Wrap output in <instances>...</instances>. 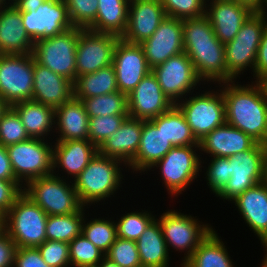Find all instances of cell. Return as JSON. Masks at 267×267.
Listing matches in <instances>:
<instances>
[{"label": "cell", "mask_w": 267, "mask_h": 267, "mask_svg": "<svg viewBox=\"0 0 267 267\" xmlns=\"http://www.w3.org/2000/svg\"><path fill=\"white\" fill-rule=\"evenodd\" d=\"M33 48L34 42L22 24L21 12L13 4L0 7V54H30Z\"/></svg>", "instance_id": "24"}, {"label": "cell", "mask_w": 267, "mask_h": 267, "mask_svg": "<svg viewBox=\"0 0 267 267\" xmlns=\"http://www.w3.org/2000/svg\"><path fill=\"white\" fill-rule=\"evenodd\" d=\"M247 225L267 246V186L256 184L233 200Z\"/></svg>", "instance_id": "26"}, {"label": "cell", "mask_w": 267, "mask_h": 267, "mask_svg": "<svg viewBox=\"0 0 267 267\" xmlns=\"http://www.w3.org/2000/svg\"><path fill=\"white\" fill-rule=\"evenodd\" d=\"M54 124L60 134L56 141L88 140L89 117L81 100L73 97L56 108Z\"/></svg>", "instance_id": "29"}, {"label": "cell", "mask_w": 267, "mask_h": 267, "mask_svg": "<svg viewBox=\"0 0 267 267\" xmlns=\"http://www.w3.org/2000/svg\"><path fill=\"white\" fill-rule=\"evenodd\" d=\"M46 0H13V5L19 11L33 12Z\"/></svg>", "instance_id": "53"}, {"label": "cell", "mask_w": 267, "mask_h": 267, "mask_svg": "<svg viewBox=\"0 0 267 267\" xmlns=\"http://www.w3.org/2000/svg\"><path fill=\"white\" fill-rule=\"evenodd\" d=\"M95 267H120V266L109 260L107 257H104Z\"/></svg>", "instance_id": "56"}, {"label": "cell", "mask_w": 267, "mask_h": 267, "mask_svg": "<svg viewBox=\"0 0 267 267\" xmlns=\"http://www.w3.org/2000/svg\"><path fill=\"white\" fill-rule=\"evenodd\" d=\"M29 139L17 112L9 106L0 117V145L7 147Z\"/></svg>", "instance_id": "42"}, {"label": "cell", "mask_w": 267, "mask_h": 267, "mask_svg": "<svg viewBox=\"0 0 267 267\" xmlns=\"http://www.w3.org/2000/svg\"><path fill=\"white\" fill-rule=\"evenodd\" d=\"M163 133L173 147L199 146V141L176 104L163 113Z\"/></svg>", "instance_id": "35"}, {"label": "cell", "mask_w": 267, "mask_h": 267, "mask_svg": "<svg viewBox=\"0 0 267 267\" xmlns=\"http://www.w3.org/2000/svg\"><path fill=\"white\" fill-rule=\"evenodd\" d=\"M11 107L17 112L29 138L45 140V136L55 126V109L50 106L27 100L17 102Z\"/></svg>", "instance_id": "30"}, {"label": "cell", "mask_w": 267, "mask_h": 267, "mask_svg": "<svg viewBox=\"0 0 267 267\" xmlns=\"http://www.w3.org/2000/svg\"><path fill=\"white\" fill-rule=\"evenodd\" d=\"M252 13L249 7L235 0H211L210 5L205 6V16L223 44L234 39Z\"/></svg>", "instance_id": "21"}, {"label": "cell", "mask_w": 267, "mask_h": 267, "mask_svg": "<svg viewBox=\"0 0 267 267\" xmlns=\"http://www.w3.org/2000/svg\"><path fill=\"white\" fill-rule=\"evenodd\" d=\"M143 129V120L127 117L120 128L98 148L106 157L116 158L129 165L137 154Z\"/></svg>", "instance_id": "25"}, {"label": "cell", "mask_w": 267, "mask_h": 267, "mask_svg": "<svg viewBox=\"0 0 267 267\" xmlns=\"http://www.w3.org/2000/svg\"><path fill=\"white\" fill-rule=\"evenodd\" d=\"M127 101L129 117L142 120L158 117L174 105L152 72L127 95Z\"/></svg>", "instance_id": "19"}, {"label": "cell", "mask_w": 267, "mask_h": 267, "mask_svg": "<svg viewBox=\"0 0 267 267\" xmlns=\"http://www.w3.org/2000/svg\"><path fill=\"white\" fill-rule=\"evenodd\" d=\"M78 39L79 28L73 27L59 35L37 40L32 52L34 60L74 83Z\"/></svg>", "instance_id": "7"}, {"label": "cell", "mask_w": 267, "mask_h": 267, "mask_svg": "<svg viewBox=\"0 0 267 267\" xmlns=\"http://www.w3.org/2000/svg\"><path fill=\"white\" fill-rule=\"evenodd\" d=\"M265 250H266V254H265V257H264V260H262V266L260 265V267H267V246H265Z\"/></svg>", "instance_id": "60"}, {"label": "cell", "mask_w": 267, "mask_h": 267, "mask_svg": "<svg viewBox=\"0 0 267 267\" xmlns=\"http://www.w3.org/2000/svg\"><path fill=\"white\" fill-rule=\"evenodd\" d=\"M69 253L73 267H95L105 257L82 233L69 243Z\"/></svg>", "instance_id": "39"}, {"label": "cell", "mask_w": 267, "mask_h": 267, "mask_svg": "<svg viewBox=\"0 0 267 267\" xmlns=\"http://www.w3.org/2000/svg\"><path fill=\"white\" fill-rule=\"evenodd\" d=\"M120 37L79 28L76 46V77L94 73L113 62V53Z\"/></svg>", "instance_id": "15"}, {"label": "cell", "mask_w": 267, "mask_h": 267, "mask_svg": "<svg viewBox=\"0 0 267 267\" xmlns=\"http://www.w3.org/2000/svg\"><path fill=\"white\" fill-rule=\"evenodd\" d=\"M236 1H238L240 4L249 7L253 12H265L267 8V0H236Z\"/></svg>", "instance_id": "54"}, {"label": "cell", "mask_w": 267, "mask_h": 267, "mask_svg": "<svg viewBox=\"0 0 267 267\" xmlns=\"http://www.w3.org/2000/svg\"><path fill=\"white\" fill-rule=\"evenodd\" d=\"M73 97V82L38 64L33 57L32 100L56 109Z\"/></svg>", "instance_id": "23"}, {"label": "cell", "mask_w": 267, "mask_h": 267, "mask_svg": "<svg viewBox=\"0 0 267 267\" xmlns=\"http://www.w3.org/2000/svg\"><path fill=\"white\" fill-rule=\"evenodd\" d=\"M0 97L9 105L33 97V55L0 54Z\"/></svg>", "instance_id": "10"}, {"label": "cell", "mask_w": 267, "mask_h": 267, "mask_svg": "<svg viewBox=\"0 0 267 267\" xmlns=\"http://www.w3.org/2000/svg\"><path fill=\"white\" fill-rule=\"evenodd\" d=\"M261 183H263L265 186H267V146L265 149L264 159H263V170H262Z\"/></svg>", "instance_id": "55"}, {"label": "cell", "mask_w": 267, "mask_h": 267, "mask_svg": "<svg viewBox=\"0 0 267 267\" xmlns=\"http://www.w3.org/2000/svg\"><path fill=\"white\" fill-rule=\"evenodd\" d=\"M122 161L99 152L74 180L80 202L87 206L111 197L124 179L119 167Z\"/></svg>", "instance_id": "3"}, {"label": "cell", "mask_w": 267, "mask_h": 267, "mask_svg": "<svg viewBox=\"0 0 267 267\" xmlns=\"http://www.w3.org/2000/svg\"><path fill=\"white\" fill-rule=\"evenodd\" d=\"M258 83L261 85L263 91L267 94V74H265Z\"/></svg>", "instance_id": "57"}, {"label": "cell", "mask_w": 267, "mask_h": 267, "mask_svg": "<svg viewBox=\"0 0 267 267\" xmlns=\"http://www.w3.org/2000/svg\"><path fill=\"white\" fill-rule=\"evenodd\" d=\"M18 181L0 180V216H4L23 193Z\"/></svg>", "instance_id": "48"}, {"label": "cell", "mask_w": 267, "mask_h": 267, "mask_svg": "<svg viewBox=\"0 0 267 267\" xmlns=\"http://www.w3.org/2000/svg\"><path fill=\"white\" fill-rule=\"evenodd\" d=\"M219 92L205 91L176 104L198 141L226 123L225 101L221 89Z\"/></svg>", "instance_id": "9"}, {"label": "cell", "mask_w": 267, "mask_h": 267, "mask_svg": "<svg viewBox=\"0 0 267 267\" xmlns=\"http://www.w3.org/2000/svg\"><path fill=\"white\" fill-rule=\"evenodd\" d=\"M112 65L118 89L126 95L151 72L141 46L121 38L115 46Z\"/></svg>", "instance_id": "17"}, {"label": "cell", "mask_w": 267, "mask_h": 267, "mask_svg": "<svg viewBox=\"0 0 267 267\" xmlns=\"http://www.w3.org/2000/svg\"><path fill=\"white\" fill-rule=\"evenodd\" d=\"M221 240L212 229L181 267H234Z\"/></svg>", "instance_id": "33"}, {"label": "cell", "mask_w": 267, "mask_h": 267, "mask_svg": "<svg viewBox=\"0 0 267 267\" xmlns=\"http://www.w3.org/2000/svg\"><path fill=\"white\" fill-rule=\"evenodd\" d=\"M58 174L43 176L24 183L23 193L35 202L47 215H66L81 210L74 183H66ZM27 186V187H25Z\"/></svg>", "instance_id": "6"}, {"label": "cell", "mask_w": 267, "mask_h": 267, "mask_svg": "<svg viewBox=\"0 0 267 267\" xmlns=\"http://www.w3.org/2000/svg\"><path fill=\"white\" fill-rule=\"evenodd\" d=\"M89 118L108 115H129L127 95L120 91L82 100Z\"/></svg>", "instance_id": "37"}, {"label": "cell", "mask_w": 267, "mask_h": 267, "mask_svg": "<svg viewBox=\"0 0 267 267\" xmlns=\"http://www.w3.org/2000/svg\"><path fill=\"white\" fill-rule=\"evenodd\" d=\"M139 45L151 69L184 52L182 20L166 16L154 33Z\"/></svg>", "instance_id": "18"}, {"label": "cell", "mask_w": 267, "mask_h": 267, "mask_svg": "<svg viewBox=\"0 0 267 267\" xmlns=\"http://www.w3.org/2000/svg\"><path fill=\"white\" fill-rule=\"evenodd\" d=\"M20 12L22 24L34 43L37 40L59 35L74 27L70 22L64 0H46L36 11Z\"/></svg>", "instance_id": "16"}, {"label": "cell", "mask_w": 267, "mask_h": 267, "mask_svg": "<svg viewBox=\"0 0 267 267\" xmlns=\"http://www.w3.org/2000/svg\"><path fill=\"white\" fill-rule=\"evenodd\" d=\"M156 217L150 212H130L116 221L117 237L126 240L137 241L147 226Z\"/></svg>", "instance_id": "40"}, {"label": "cell", "mask_w": 267, "mask_h": 267, "mask_svg": "<svg viewBox=\"0 0 267 267\" xmlns=\"http://www.w3.org/2000/svg\"><path fill=\"white\" fill-rule=\"evenodd\" d=\"M172 148L163 133V114L151 120H143L139 149L128 168L140 173L151 170Z\"/></svg>", "instance_id": "22"}, {"label": "cell", "mask_w": 267, "mask_h": 267, "mask_svg": "<svg viewBox=\"0 0 267 267\" xmlns=\"http://www.w3.org/2000/svg\"><path fill=\"white\" fill-rule=\"evenodd\" d=\"M45 141L29 138L6 147L14 176L21 185L53 174V146Z\"/></svg>", "instance_id": "8"}, {"label": "cell", "mask_w": 267, "mask_h": 267, "mask_svg": "<svg viewBox=\"0 0 267 267\" xmlns=\"http://www.w3.org/2000/svg\"><path fill=\"white\" fill-rule=\"evenodd\" d=\"M141 265L168 267L169 249L163 237L159 221L154 219L136 241Z\"/></svg>", "instance_id": "31"}, {"label": "cell", "mask_w": 267, "mask_h": 267, "mask_svg": "<svg viewBox=\"0 0 267 267\" xmlns=\"http://www.w3.org/2000/svg\"><path fill=\"white\" fill-rule=\"evenodd\" d=\"M13 267H50L36 247L16 248Z\"/></svg>", "instance_id": "49"}, {"label": "cell", "mask_w": 267, "mask_h": 267, "mask_svg": "<svg viewBox=\"0 0 267 267\" xmlns=\"http://www.w3.org/2000/svg\"><path fill=\"white\" fill-rule=\"evenodd\" d=\"M41 257L50 267H69V243L56 240H46L37 247Z\"/></svg>", "instance_id": "46"}, {"label": "cell", "mask_w": 267, "mask_h": 267, "mask_svg": "<svg viewBox=\"0 0 267 267\" xmlns=\"http://www.w3.org/2000/svg\"><path fill=\"white\" fill-rule=\"evenodd\" d=\"M151 72L173 104L183 101V95L188 96L187 94L202 81L185 52L174 55L164 63L153 67Z\"/></svg>", "instance_id": "14"}, {"label": "cell", "mask_w": 267, "mask_h": 267, "mask_svg": "<svg viewBox=\"0 0 267 267\" xmlns=\"http://www.w3.org/2000/svg\"><path fill=\"white\" fill-rule=\"evenodd\" d=\"M73 89L74 98L81 101L86 98L119 91L113 65L99 69L94 73L76 77Z\"/></svg>", "instance_id": "34"}, {"label": "cell", "mask_w": 267, "mask_h": 267, "mask_svg": "<svg viewBox=\"0 0 267 267\" xmlns=\"http://www.w3.org/2000/svg\"><path fill=\"white\" fill-rule=\"evenodd\" d=\"M48 215L22 193L3 216V230L15 242L16 248L39 247L46 241Z\"/></svg>", "instance_id": "4"}, {"label": "cell", "mask_w": 267, "mask_h": 267, "mask_svg": "<svg viewBox=\"0 0 267 267\" xmlns=\"http://www.w3.org/2000/svg\"><path fill=\"white\" fill-rule=\"evenodd\" d=\"M266 146L256 142L249 150L229 157L230 179L217 197L233 201L247 189L261 183Z\"/></svg>", "instance_id": "11"}, {"label": "cell", "mask_w": 267, "mask_h": 267, "mask_svg": "<svg viewBox=\"0 0 267 267\" xmlns=\"http://www.w3.org/2000/svg\"><path fill=\"white\" fill-rule=\"evenodd\" d=\"M70 22L74 27L87 29L96 19L98 0H64Z\"/></svg>", "instance_id": "43"}, {"label": "cell", "mask_w": 267, "mask_h": 267, "mask_svg": "<svg viewBox=\"0 0 267 267\" xmlns=\"http://www.w3.org/2000/svg\"><path fill=\"white\" fill-rule=\"evenodd\" d=\"M165 17L160 0H129L127 27L121 39L139 44L154 33Z\"/></svg>", "instance_id": "20"}, {"label": "cell", "mask_w": 267, "mask_h": 267, "mask_svg": "<svg viewBox=\"0 0 267 267\" xmlns=\"http://www.w3.org/2000/svg\"><path fill=\"white\" fill-rule=\"evenodd\" d=\"M266 13L253 12L234 39L225 44L227 81H236L234 78L237 79L236 77H239L238 75L248 67L254 73L258 47L267 25Z\"/></svg>", "instance_id": "5"}, {"label": "cell", "mask_w": 267, "mask_h": 267, "mask_svg": "<svg viewBox=\"0 0 267 267\" xmlns=\"http://www.w3.org/2000/svg\"><path fill=\"white\" fill-rule=\"evenodd\" d=\"M207 1L209 0H160L166 16L180 20L204 16Z\"/></svg>", "instance_id": "45"}, {"label": "cell", "mask_w": 267, "mask_h": 267, "mask_svg": "<svg viewBox=\"0 0 267 267\" xmlns=\"http://www.w3.org/2000/svg\"><path fill=\"white\" fill-rule=\"evenodd\" d=\"M3 230V216H0V232Z\"/></svg>", "instance_id": "61"}, {"label": "cell", "mask_w": 267, "mask_h": 267, "mask_svg": "<svg viewBox=\"0 0 267 267\" xmlns=\"http://www.w3.org/2000/svg\"><path fill=\"white\" fill-rule=\"evenodd\" d=\"M8 107L9 105L4 101L3 98L0 97V117L4 114Z\"/></svg>", "instance_id": "58"}, {"label": "cell", "mask_w": 267, "mask_h": 267, "mask_svg": "<svg viewBox=\"0 0 267 267\" xmlns=\"http://www.w3.org/2000/svg\"><path fill=\"white\" fill-rule=\"evenodd\" d=\"M0 180L17 181L7 154V148L0 145Z\"/></svg>", "instance_id": "52"}, {"label": "cell", "mask_w": 267, "mask_h": 267, "mask_svg": "<svg viewBox=\"0 0 267 267\" xmlns=\"http://www.w3.org/2000/svg\"><path fill=\"white\" fill-rule=\"evenodd\" d=\"M9 1H11V2H9ZM7 2V0H0V7H2V6H7L8 4L10 5V4H13V0H8V2Z\"/></svg>", "instance_id": "59"}, {"label": "cell", "mask_w": 267, "mask_h": 267, "mask_svg": "<svg viewBox=\"0 0 267 267\" xmlns=\"http://www.w3.org/2000/svg\"><path fill=\"white\" fill-rule=\"evenodd\" d=\"M265 74H267V25L264 28L261 42L258 47L253 74V77H256L254 78L256 79L255 82H258Z\"/></svg>", "instance_id": "51"}, {"label": "cell", "mask_w": 267, "mask_h": 267, "mask_svg": "<svg viewBox=\"0 0 267 267\" xmlns=\"http://www.w3.org/2000/svg\"><path fill=\"white\" fill-rule=\"evenodd\" d=\"M85 220L84 218L81 233L106 254L117 238L115 221L96 218L86 224Z\"/></svg>", "instance_id": "38"}, {"label": "cell", "mask_w": 267, "mask_h": 267, "mask_svg": "<svg viewBox=\"0 0 267 267\" xmlns=\"http://www.w3.org/2000/svg\"><path fill=\"white\" fill-rule=\"evenodd\" d=\"M129 0H98V12L89 30L122 37L127 27Z\"/></svg>", "instance_id": "32"}, {"label": "cell", "mask_w": 267, "mask_h": 267, "mask_svg": "<svg viewBox=\"0 0 267 267\" xmlns=\"http://www.w3.org/2000/svg\"><path fill=\"white\" fill-rule=\"evenodd\" d=\"M129 115H108L89 118L88 140L99 148L116 132Z\"/></svg>", "instance_id": "41"}, {"label": "cell", "mask_w": 267, "mask_h": 267, "mask_svg": "<svg viewBox=\"0 0 267 267\" xmlns=\"http://www.w3.org/2000/svg\"><path fill=\"white\" fill-rule=\"evenodd\" d=\"M84 208L66 215H48L46 240L70 243L75 237L80 235L85 217Z\"/></svg>", "instance_id": "36"}, {"label": "cell", "mask_w": 267, "mask_h": 267, "mask_svg": "<svg viewBox=\"0 0 267 267\" xmlns=\"http://www.w3.org/2000/svg\"><path fill=\"white\" fill-rule=\"evenodd\" d=\"M157 220L161 226L167 248L172 247L181 252L185 250L183 263L213 229L208 224L201 225L198 219L191 215H184L175 210L163 213Z\"/></svg>", "instance_id": "13"}, {"label": "cell", "mask_w": 267, "mask_h": 267, "mask_svg": "<svg viewBox=\"0 0 267 267\" xmlns=\"http://www.w3.org/2000/svg\"><path fill=\"white\" fill-rule=\"evenodd\" d=\"M16 251L15 242L2 230L0 232V267H13Z\"/></svg>", "instance_id": "50"}, {"label": "cell", "mask_w": 267, "mask_h": 267, "mask_svg": "<svg viewBox=\"0 0 267 267\" xmlns=\"http://www.w3.org/2000/svg\"><path fill=\"white\" fill-rule=\"evenodd\" d=\"M205 174L209 188L216 195L230 179L229 157H213Z\"/></svg>", "instance_id": "47"}, {"label": "cell", "mask_w": 267, "mask_h": 267, "mask_svg": "<svg viewBox=\"0 0 267 267\" xmlns=\"http://www.w3.org/2000/svg\"><path fill=\"white\" fill-rule=\"evenodd\" d=\"M184 52L202 81L227 82L225 44L216 37L204 15L182 20Z\"/></svg>", "instance_id": "2"}, {"label": "cell", "mask_w": 267, "mask_h": 267, "mask_svg": "<svg viewBox=\"0 0 267 267\" xmlns=\"http://www.w3.org/2000/svg\"><path fill=\"white\" fill-rule=\"evenodd\" d=\"M53 148V172L56 167L58 170L62 167L74 180L98 153V148L89 140L56 141Z\"/></svg>", "instance_id": "28"}, {"label": "cell", "mask_w": 267, "mask_h": 267, "mask_svg": "<svg viewBox=\"0 0 267 267\" xmlns=\"http://www.w3.org/2000/svg\"><path fill=\"white\" fill-rule=\"evenodd\" d=\"M120 267H138L141 265L136 241L116 238L105 254Z\"/></svg>", "instance_id": "44"}, {"label": "cell", "mask_w": 267, "mask_h": 267, "mask_svg": "<svg viewBox=\"0 0 267 267\" xmlns=\"http://www.w3.org/2000/svg\"><path fill=\"white\" fill-rule=\"evenodd\" d=\"M234 82L219 83L225 101L226 123L267 145V94L258 82L247 86Z\"/></svg>", "instance_id": "1"}, {"label": "cell", "mask_w": 267, "mask_h": 267, "mask_svg": "<svg viewBox=\"0 0 267 267\" xmlns=\"http://www.w3.org/2000/svg\"><path fill=\"white\" fill-rule=\"evenodd\" d=\"M193 148L199 149V146L173 147L151 167H160L161 178L171 195H180L197 178L199 170H202L201 158Z\"/></svg>", "instance_id": "12"}, {"label": "cell", "mask_w": 267, "mask_h": 267, "mask_svg": "<svg viewBox=\"0 0 267 267\" xmlns=\"http://www.w3.org/2000/svg\"><path fill=\"white\" fill-rule=\"evenodd\" d=\"M255 143L249 135L225 123L199 141V150L211 157H230L249 150Z\"/></svg>", "instance_id": "27"}]
</instances>
